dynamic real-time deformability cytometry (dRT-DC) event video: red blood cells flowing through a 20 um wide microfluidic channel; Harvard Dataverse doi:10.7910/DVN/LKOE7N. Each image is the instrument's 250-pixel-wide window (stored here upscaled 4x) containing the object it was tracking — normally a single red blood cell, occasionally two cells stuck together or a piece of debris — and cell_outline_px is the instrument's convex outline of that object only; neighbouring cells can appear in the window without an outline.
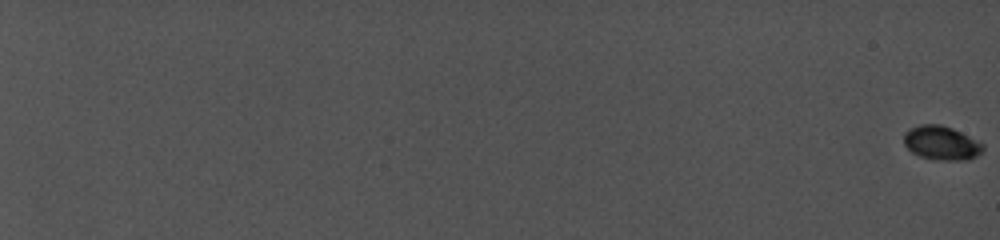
{"species": "common noctule bat (a hibernating species)", "species_latin": "Nyctalus noctula", "temperature_condition": "cold", "stored_images_in_passage": 83, "camera_frame_rate_fps": 5000, "um_per_image_px": 0.085, "animal": {"sex": "female", "body_mass_g": 19.0, "forearm_length_mm": 56.7}, "frame": {"image": 1, "passage_image": 1, "time_ms": 0.0, "image_size_px": [1000, 240], "cell_outline_px": [[984, 148], [976, 156], [968, 160], [932, 160], [920, 156], [912, 152], [904, 144], [904, 132], [912, 128], [924, 124], [940, 124], [952, 128], [984, 144]], "centroid_in_image_um": [80.01, 12.16], "position_along_channel_um": 5.0, "area_um2": 15.55}}
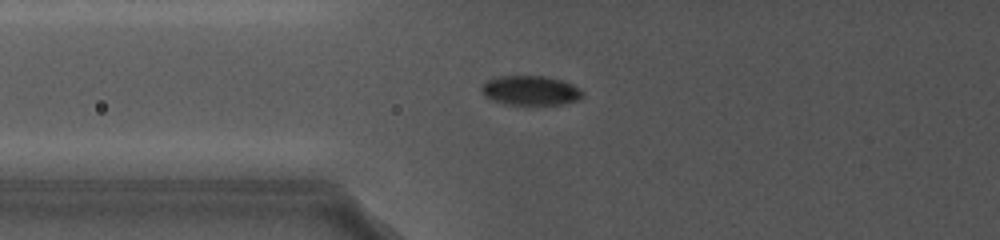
{"frame": {"image": 2, "passage_image": 43, "time_ms": 10.6, "image_size_px": [1000, 240], "cell_outline_px": [[584, 96], [576, 100], [560, 104], [512, 104], [496, 100], [488, 96], [480, 88], [488, 80], [500, 76], [544, 76], [560, 80], [572, 84], [580, 88], [584, 92]], "centroid_in_image_um": [45.17, 7.67], "position_along_channel_um": 80.6, "area_um2": 16.82}}
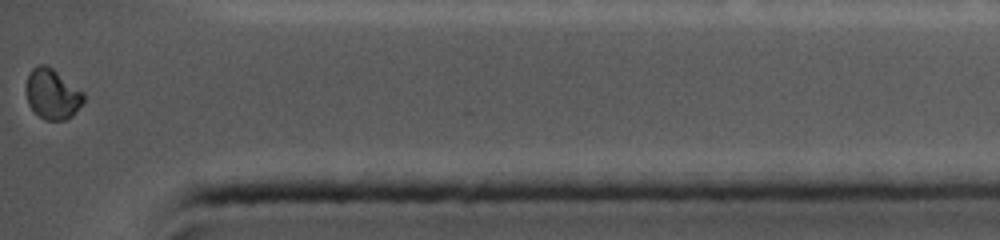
{"frame": {"image": 3, "passage_image": 83, "time_ms": 19.8, "image_size_px": [1000, 240], "cell_outline_px": [[84, 100], [72, 116], [64, 120], [44, 120], [28, 104], [24, 88], [28, 72], [32, 68], [40, 64], [44, 64], [52, 68], [84, 92]], "centroid_in_image_um": [4.41, 7.98], "position_along_channel_um": 430.8, "area_um2": 16.94}, "authors_computed_cell_mechanics": {"area_um2": 16.8198, "velocity_mm_per_s": 3.9193, "shape_relaxation_time_tau1_ms": 1.3974, "shape_relaxation_time_tau2_ms": null, "deformation_change_tau1": 0.0626, "deformation_change_tau2": null}}